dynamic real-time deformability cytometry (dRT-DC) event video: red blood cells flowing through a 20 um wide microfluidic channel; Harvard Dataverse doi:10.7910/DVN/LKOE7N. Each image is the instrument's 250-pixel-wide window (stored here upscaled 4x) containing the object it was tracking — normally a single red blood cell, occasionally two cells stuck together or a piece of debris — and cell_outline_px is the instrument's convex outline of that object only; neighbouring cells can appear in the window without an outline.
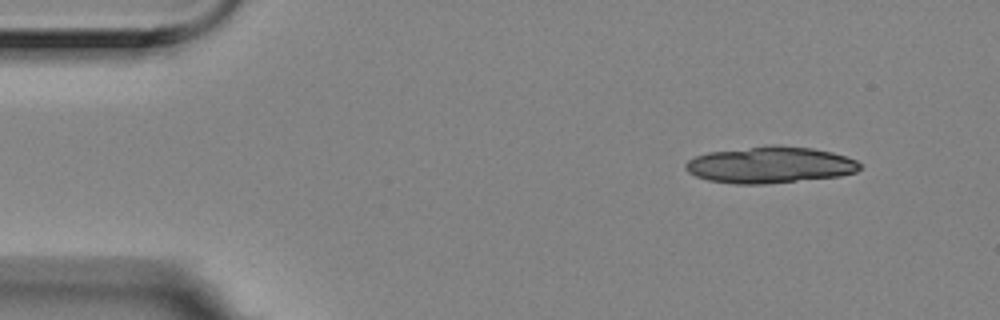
{"species": "Egyptian fruit bat (a non-hibernating species)", "species_latin": "Rousettus aegyptiacus", "temperature_condition": "room temperature", "stored_images_in_passage": 4, "camera_frame_rate_fps": 3000, "um_per_image_px": 0.085, "animal": {"sex": "female"}, "frame": {"image": 1, "passage_image": 1, "time_ms": 0.0, "image_size_px": [1000, 320], "cell_outline_px": [[860, 168], [856, 172], [840, 176], [764, 184], [736, 184], [708, 180], [696, 176], [688, 172], [684, 168], [684, 164], [688, 160], [696, 156], [708, 152], [768, 144], [776, 144], [812, 148], [832, 152], [856, 160], [860, 164]], "centroid_in_image_um": [65.42, 14.0], "position_along_channel_um": 19.6, "area_um2": 37.28}}